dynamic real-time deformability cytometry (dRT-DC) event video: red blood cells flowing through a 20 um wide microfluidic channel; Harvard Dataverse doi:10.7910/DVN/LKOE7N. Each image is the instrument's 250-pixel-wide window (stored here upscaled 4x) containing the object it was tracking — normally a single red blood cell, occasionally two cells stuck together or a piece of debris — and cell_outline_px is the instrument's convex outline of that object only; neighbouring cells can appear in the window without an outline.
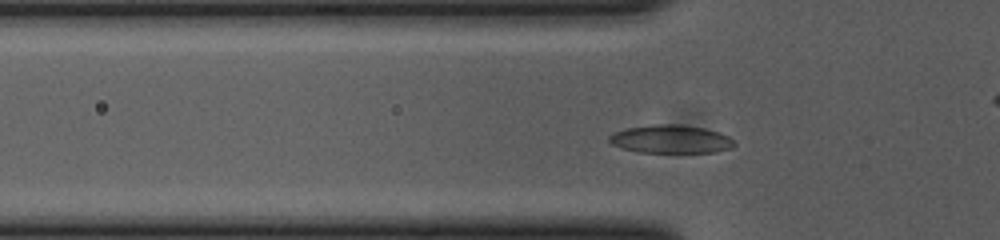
{"species": "common noctule bat (a hibernating species)", "species_latin": "Nyctalus noctula", "temperature_condition": "cold", "stored_images_in_passage": 49, "camera_frame_rate_fps": 3000, "um_per_image_px": 0.085, "animal": {"sex": "female", "body_mass_g": 23.0, "forearm_length_mm": 53.4}, "frame": {"image": 1, "passage_image": 12, "time_ms": 3.667, "image_size_px": [1000, 240], "cell_outline_px": [[736, 144], [732, 148], [716, 152], [636, 152], [612, 144], [608, 140], [608, 136], [624, 128], [652, 124], [680, 124], [704, 128], [720, 132], [736, 140]], "centroid_in_image_um": [57.05, 11.82], "position_along_channel_um": 68.7, "area_um2": 20.75}}
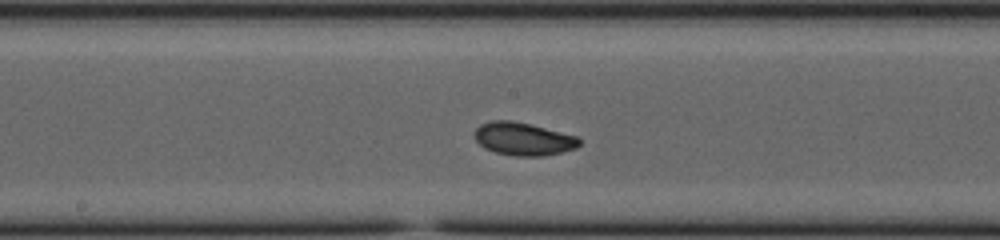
{"frame": {"image": 2, "passage_image": 23, "time_ms": 7.333, "image_size_px": [1000, 240], "cell_outline_px": [[580, 144], [576, 148], [544, 156], [516, 156], [496, 152], [484, 148], [476, 140], [476, 128], [480, 124], [492, 120], [512, 120], [532, 124], [576, 136], [580, 140]], "centroid_in_image_um": [44.48, 11.8], "position_along_channel_um": 203.7, "area_um2": 20.0}}
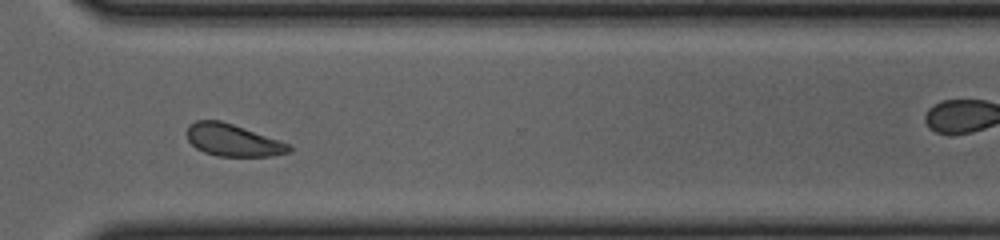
{"frame": {"image": 3, "passage_image": 35, "time_ms": 11.333, "image_size_px": [1000, 240], "cell_outline_px": [[292, 152], [272, 156], [216, 156], [204, 152], [196, 148], [188, 140], [188, 124], [196, 120], [220, 120], [280, 140], [288, 144], [292, 148]], "centroid_in_image_um": [19.8, 11.92], "position_along_channel_um": 350.8, "area_um2": 19.07}, "authors_computed_cell_mechanics": {"area_um2": 19.7098, "velocity_mm_per_s": 3.6747, "shape_relaxation_time_tau1_ms": 4.0806, "shape_relaxation_time_tau2_ms": 9.359, "deformation_change_tau1": 0.1324, "deformation_change_tau2": 0.1225}}